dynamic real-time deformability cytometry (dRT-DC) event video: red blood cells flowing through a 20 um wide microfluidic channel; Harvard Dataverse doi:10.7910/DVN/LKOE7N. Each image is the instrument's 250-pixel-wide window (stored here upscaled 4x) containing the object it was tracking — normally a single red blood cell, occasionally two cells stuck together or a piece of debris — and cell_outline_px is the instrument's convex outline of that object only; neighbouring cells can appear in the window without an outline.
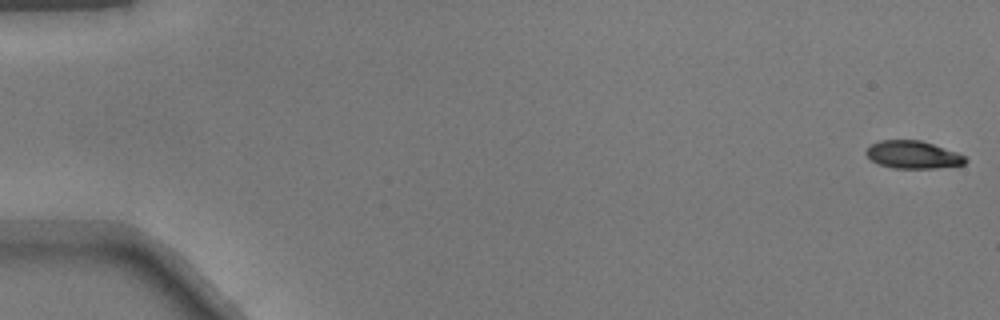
{"species": "common noctule bat (a hibernating species)", "species_latin": "Nyctalus noctula", "temperature_condition": "warm", "stored_images_in_passage": 12, "camera_frame_rate_fps": 3000, "um_per_image_px": 0.085, "animal": {"sex": "male", "body_mass_g": 17.9}, "frame": {"image": 1, "passage_image": 1, "time_ms": 0.0, "image_size_px": [1000, 320], "cell_outline_px": [[968, 160], [964, 164], [936, 168], [892, 168], [880, 164], [872, 160], [864, 152], [872, 144], [880, 140], [920, 140], [956, 152], [964, 156]], "centroid_in_image_um": [77.59, 13.15], "position_along_channel_um": 7.4, "area_um2": 15.78}}